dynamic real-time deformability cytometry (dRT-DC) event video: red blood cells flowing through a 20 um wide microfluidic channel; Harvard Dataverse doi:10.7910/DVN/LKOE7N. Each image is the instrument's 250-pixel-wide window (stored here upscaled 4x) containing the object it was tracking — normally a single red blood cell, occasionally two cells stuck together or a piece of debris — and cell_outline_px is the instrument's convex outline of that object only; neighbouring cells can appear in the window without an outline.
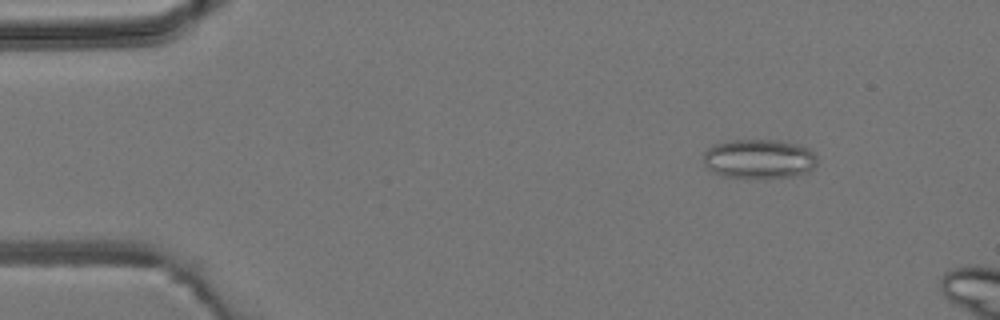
{"species": "common noctule bat (a hibernating species)", "species_latin": "Nyctalus noctula", "temperature_condition": "room temperature", "stored_images_in_passage": 4, "camera_frame_rate_fps": 3000, "um_per_image_px": 0.085, "animal": {"sex": "male", "body_mass_g": 19.2, "forearm_length_mm": 51.8}, "frame": {"image": 1, "passage_image": 2, "time_ms": 1.0, "image_size_px": [1000, 320], "cell_outline_px": [[816, 164], [808, 172], [796, 176], [768, 180], [764, 180], [720, 176], [712, 172], [704, 164], [704, 152], [712, 144], [728, 140], [780, 140], [800, 144], [808, 148], [816, 156]], "centroid_in_image_um": [64.51, 13.53], "position_along_channel_um": 20.5, "area_um2": 27.05}}